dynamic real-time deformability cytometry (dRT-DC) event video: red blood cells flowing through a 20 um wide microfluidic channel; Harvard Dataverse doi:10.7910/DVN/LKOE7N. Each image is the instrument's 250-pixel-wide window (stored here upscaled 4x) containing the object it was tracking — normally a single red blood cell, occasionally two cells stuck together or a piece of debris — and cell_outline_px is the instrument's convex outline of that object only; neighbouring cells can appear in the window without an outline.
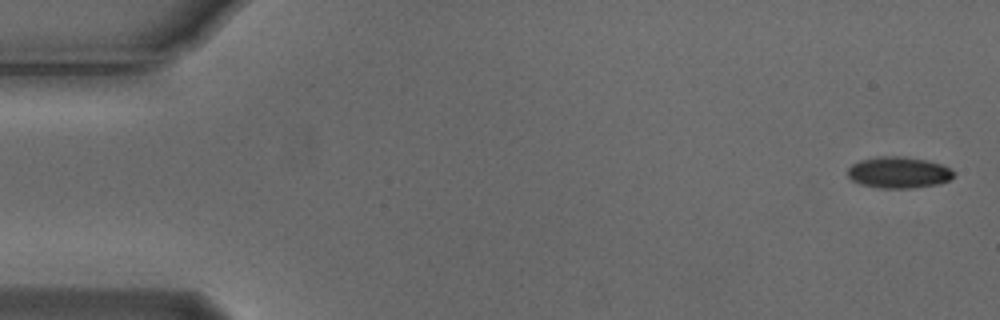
{"species": "Egyptian fruit bat (a non-hibernating species)", "species_latin": "Rousettus aegyptiacus", "temperature_condition": "cold", "stored_images_in_passage": 5, "camera_frame_rate_fps": 3000, "um_per_image_px": 0.085, "animal": {"sex": "male"}, "frame": {"image": 1, "passage_image": 1, "time_ms": 0.0, "image_size_px": [1000, 320], "cell_outline_px": [[956, 176], [940, 184], [912, 188], [880, 188], [860, 184], [852, 180], [848, 176], [848, 168], [852, 164], [860, 160], [876, 156], [904, 156], [928, 160], [940, 164], [948, 168]], "centroid_in_image_um": [76.37, 14.65], "position_along_channel_um": 8.6, "area_um2": 19.48}}
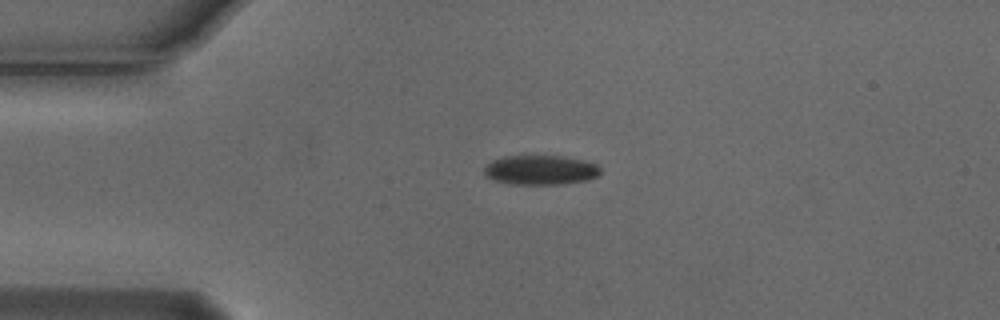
{"frame": {"image": 2, "passage_image": 4, "time_ms": 1.0, "image_size_px": [1000, 320], "cell_outline_px": [[600, 172], [596, 176], [588, 180], [564, 184], [508, 184], [492, 180], [484, 176], [484, 168], [492, 160], [504, 156], [564, 156], [596, 164], [600, 168]], "centroid_in_image_um": [45.9, 14.46], "position_along_channel_um": 39.1, "area_um2": 20.06}}